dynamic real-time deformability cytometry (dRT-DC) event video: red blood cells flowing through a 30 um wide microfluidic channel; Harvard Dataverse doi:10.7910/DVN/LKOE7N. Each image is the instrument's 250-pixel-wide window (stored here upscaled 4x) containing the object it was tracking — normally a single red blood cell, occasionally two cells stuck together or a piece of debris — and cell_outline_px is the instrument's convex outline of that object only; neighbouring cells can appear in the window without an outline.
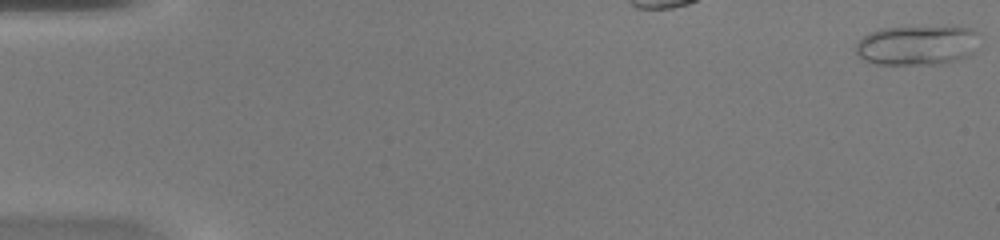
{"species": "common noctule bat (a hibernating species)", "species_latin": "Nyctalus noctula", "temperature_condition": "warm", "stored_images_in_passage": 36, "camera_frame_rate_fps": 3000, "um_per_image_px": 0.085, "animal": {"sex": "female", "body_mass_g": 20.0, "forearm_length_mm": 54.0}, "frame": {"image": 1, "passage_image": 1, "time_ms": 0.0, "image_size_px": [1000, 240], "cell_outline_px": [[980, 32], [972, 52], [968, 56], [960, 60], [944, 64], [876, 64], [864, 60], [856, 52], [856, 44], [868, 32], [880, 28], [972, 28]], "centroid_in_image_um": [77.95, 3.87], "position_along_channel_um": 7.1, "area_um2": 28.32}}
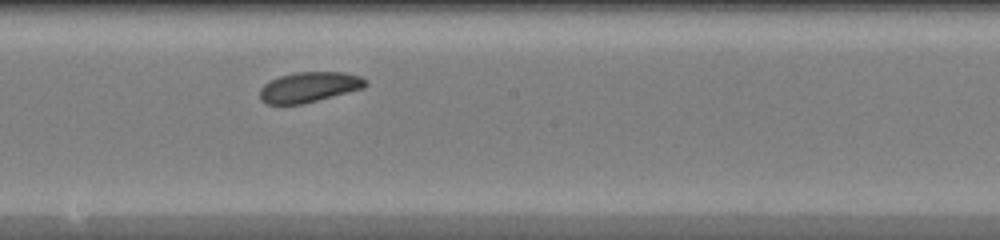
{"frame": {"image": 2, "passage_image": 21, "time_ms": 6.667, "image_size_px": [1000, 240], "cell_outline_px": [[368, 84], [364, 88], [304, 104], [268, 104], [260, 100], [260, 88], [264, 84], [280, 76], [296, 72], [344, 72], [360, 76], [368, 80]], "centroid_in_image_um": [26.31, 7.4], "position_along_channel_um": 221.9, "area_um2": 18.73}}
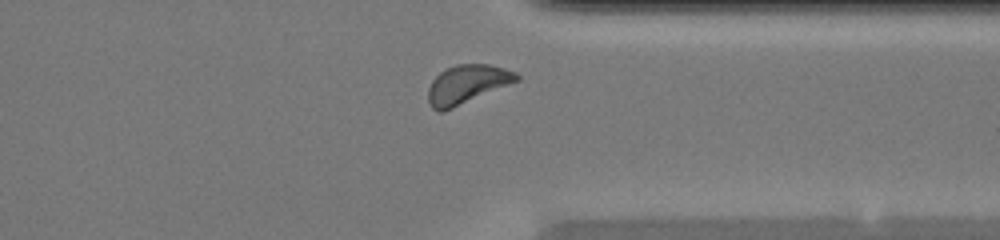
{"frame": {"image": 3, "passage_image": 32, "time_ms": 10.333, "image_size_px": [1000, 240], "cell_outline_px": [[520, 80], [444, 112], [436, 112], [428, 104], [428, 88], [432, 80], [440, 72], [456, 64], [488, 64], [504, 68], [516, 72], [520, 76]], "centroid_in_image_um": [39.68, 7.18], "position_along_channel_um": 371.7, "area_um2": 20.11}, "authors_computed_cell_mechanics": {"area_um2": 19.1318, "velocity_mm_per_s": 4.1096, "shape_relaxation_time_tau1_ms": 4.514, "shape_relaxation_time_tau2_ms": null, "deformation_change_tau1": 0.0984, "deformation_change_tau2": null}}